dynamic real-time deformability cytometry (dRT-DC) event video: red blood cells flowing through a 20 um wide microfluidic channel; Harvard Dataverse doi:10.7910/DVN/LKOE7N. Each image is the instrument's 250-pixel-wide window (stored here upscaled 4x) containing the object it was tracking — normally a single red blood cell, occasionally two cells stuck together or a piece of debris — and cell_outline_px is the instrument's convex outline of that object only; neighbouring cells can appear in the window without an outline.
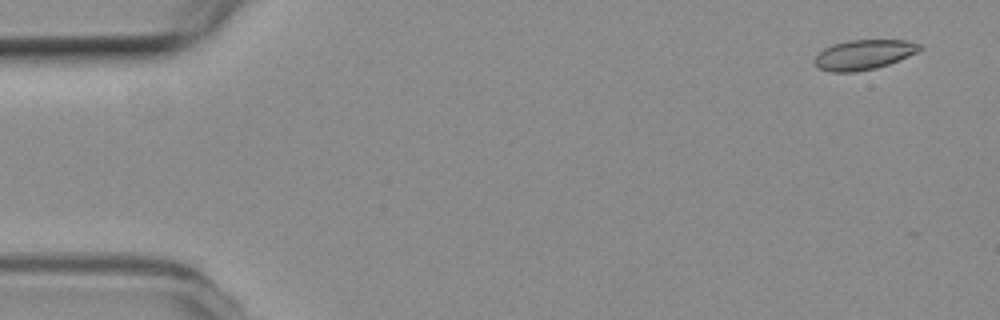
{"species": "common noctule bat (a hibernating species)", "species_latin": "Nyctalus noctula", "temperature_condition": "room temperature", "stored_images_in_passage": 14, "camera_frame_rate_fps": 3000, "um_per_image_px": 0.085, "animal": {"sex": "female", "body_mass_g": 19.3, "forearm_length_mm": 54.1}, "frame": {"image": 1, "passage_image": 3, "time_ms": 0.667, "image_size_px": [1000, 320], "cell_outline_px": [[924, 48], [908, 56], [888, 64], [876, 68], [856, 72], [832, 72], [820, 68], [816, 64], [816, 56], [824, 48], [832, 44], [848, 40], [908, 40], [920, 44]], "centroid_in_image_um": [73.45, 4.63], "position_along_channel_um": 11.6, "area_um2": 18.15}}